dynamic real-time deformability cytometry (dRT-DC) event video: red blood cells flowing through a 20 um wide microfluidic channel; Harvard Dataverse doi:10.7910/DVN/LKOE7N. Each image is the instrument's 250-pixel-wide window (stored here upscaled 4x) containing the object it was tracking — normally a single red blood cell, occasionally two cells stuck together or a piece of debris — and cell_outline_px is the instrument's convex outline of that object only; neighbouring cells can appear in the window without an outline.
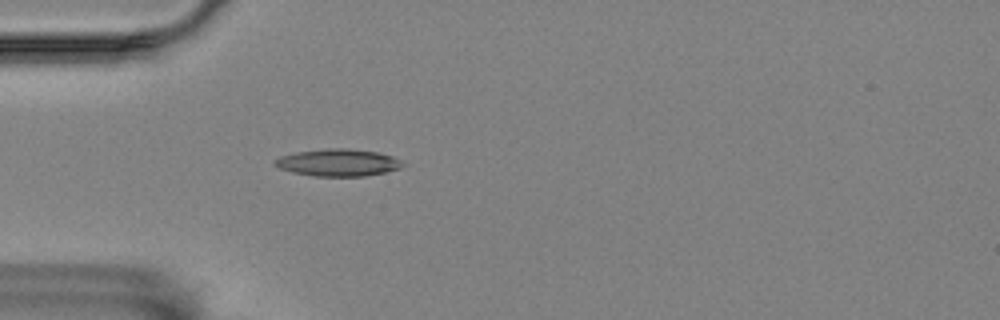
{"species": "Egyptian fruit bat (a non-hibernating species)", "species_latin": "Rousettus aegyptiacus", "temperature_condition": "room temperature", "stored_images_in_passage": 3, "camera_frame_rate_fps": 3000, "um_per_image_px": 0.085, "animal": {"sex": "female"}, "frame": {"image": 1, "passage_image": 3, "time_ms": 2.333, "image_size_px": [1000, 320], "cell_outline_px": [[404, 164], [400, 168], [384, 172], [364, 176], [312, 176], [292, 172], [280, 168], [272, 164], [272, 160], [280, 156], [296, 152], [328, 148], [344, 148], [376, 152], [392, 156], [400, 160]], "centroid_in_image_um": [28.68, 13.82], "position_along_channel_um": 56.3, "area_um2": 20.17}}